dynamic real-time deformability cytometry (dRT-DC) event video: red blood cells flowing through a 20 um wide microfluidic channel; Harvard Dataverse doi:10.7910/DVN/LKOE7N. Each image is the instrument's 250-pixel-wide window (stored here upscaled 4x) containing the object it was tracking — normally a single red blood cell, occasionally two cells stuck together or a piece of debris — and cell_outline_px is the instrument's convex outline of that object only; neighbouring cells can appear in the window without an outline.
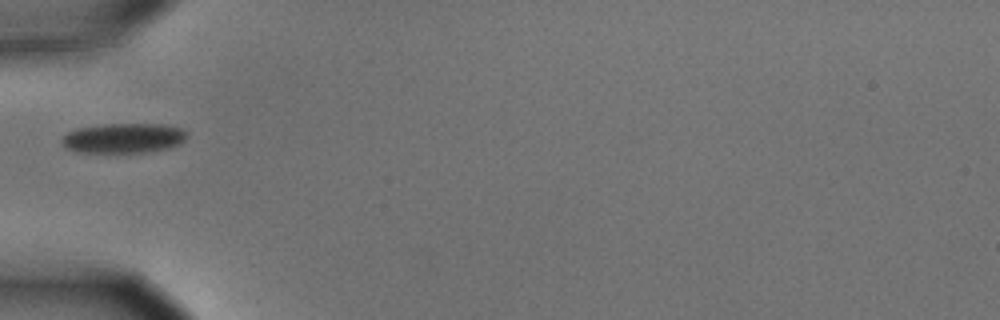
{"species": "common noctule bat (a hibernating species)", "species_latin": "Nyctalus noctula", "temperature_condition": "cold", "stored_images_in_passage": 1, "camera_frame_rate_fps": 3000, "um_per_image_px": 0.085, "animal": {"sex": "male", "body_mass_g": 15.6}, "frame": {"image": 1, "passage_image": 1, "time_ms": 0.0, "image_size_px": [1000, 320], "cell_outline_px": [[188, 136], [180, 144], [168, 148], [148, 152], [80, 152], [64, 148], [60, 140], [68, 132], [76, 128], [104, 124], [164, 124], [180, 128]], "centroid_in_image_um": [10.48, 11.74], "position_along_channel_um": 74.5, "area_um2": 21.79}}